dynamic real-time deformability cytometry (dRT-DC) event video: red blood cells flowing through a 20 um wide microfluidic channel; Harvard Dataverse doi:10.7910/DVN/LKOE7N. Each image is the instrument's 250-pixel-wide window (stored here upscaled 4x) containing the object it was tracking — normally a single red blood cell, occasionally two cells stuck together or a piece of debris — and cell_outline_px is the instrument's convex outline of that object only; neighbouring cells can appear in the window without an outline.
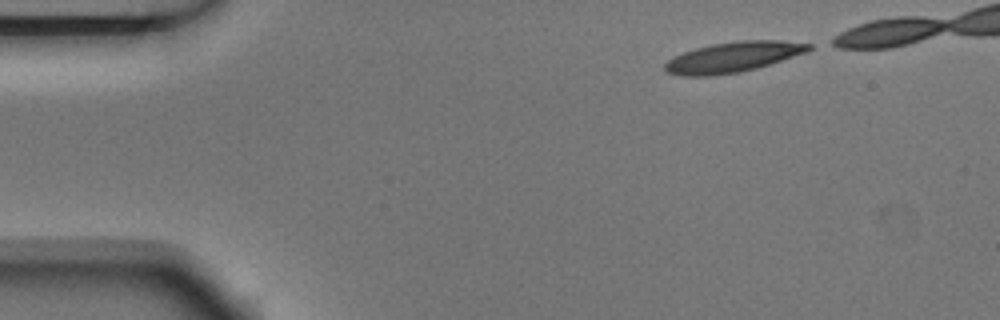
{"species": "Egyptian fruit bat (a non-hibernating species)", "species_latin": "Rousettus aegyptiacus", "temperature_condition": "room temperature", "stored_images_in_passage": 3, "camera_frame_rate_fps": 3000, "um_per_image_px": 0.085, "animal": {"sex": "male"}, "frame": {"image": 1, "passage_image": 1, "time_ms": 0.0, "image_size_px": [1000, 320], "cell_outline_px": [[812, 48], [808, 52], [756, 68], [740, 72], [708, 76], [680, 76], [668, 72], [664, 68], [664, 64], [672, 56], [696, 48], [712, 44], [740, 40], [780, 40], [812, 44]], "centroid_in_image_um": [62.31, 4.85], "position_along_channel_um": 22.7, "area_um2": 25.43}}